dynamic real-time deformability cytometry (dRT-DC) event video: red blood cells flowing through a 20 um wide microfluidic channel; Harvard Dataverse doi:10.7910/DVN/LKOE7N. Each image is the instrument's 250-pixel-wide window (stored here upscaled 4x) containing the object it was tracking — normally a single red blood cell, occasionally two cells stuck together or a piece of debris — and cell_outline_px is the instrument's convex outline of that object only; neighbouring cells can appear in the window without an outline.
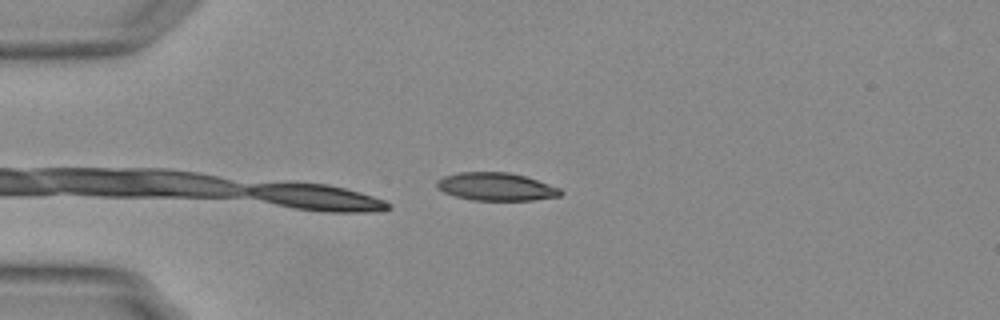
{"species": "Egyptian fruit bat (a non-hibernating species)", "species_latin": "Rousettus aegyptiacus", "temperature_condition": "warm", "stored_images_in_passage": 6, "camera_frame_rate_fps": 3000, "um_per_image_px": 0.085, "animal": {"sex": "female"}, "frame": {"image": 1, "passage_image": 4, "time_ms": 1.0, "image_size_px": [1000, 320], "cell_outline_px": [[564, 192], [560, 196], [532, 200], [472, 200], [456, 196], [444, 192], [436, 188], [436, 180], [444, 176], [460, 172], [508, 172], [524, 176], [560, 188]], "centroid_in_image_um": [42.15, 15.87], "position_along_channel_um": 42.9, "area_um2": 20.06}}